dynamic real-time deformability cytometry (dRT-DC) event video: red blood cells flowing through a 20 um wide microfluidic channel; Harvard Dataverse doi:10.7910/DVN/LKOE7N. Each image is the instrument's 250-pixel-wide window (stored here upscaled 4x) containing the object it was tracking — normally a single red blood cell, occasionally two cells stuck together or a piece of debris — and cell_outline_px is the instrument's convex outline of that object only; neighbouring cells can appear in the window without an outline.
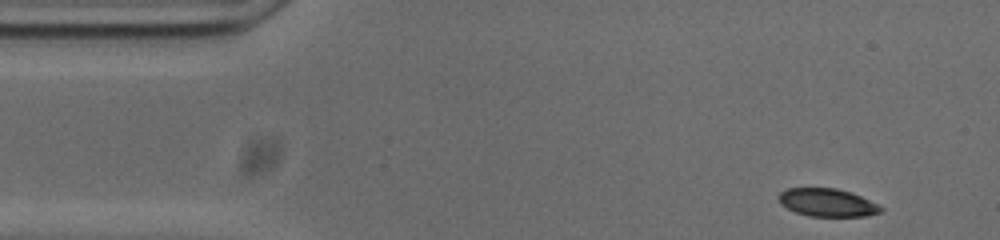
{"species": "common noctule bat (a hibernating species)", "species_latin": "Nyctalus noctula", "temperature_condition": "cold", "stored_images_in_passage": 50, "camera_frame_rate_fps": 3000, "um_per_image_px": 0.085, "animal": {"sex": "male", "body_mass_g": 20.0, "forearm_length_mm": 53.3}, "frame": {"image": 1, "passage_image": 1, "time_ms": 0.0, "image_size_px": [1000, 240], "cell_outline_px": [[884, 208], [880, 212], [864, 216], [808, 216], [796, 212], [780, 204], [776, 196], [780, 192], [788, 188], [836, 188], [852, 192], [880, 204]], "centroid_in_image_um": [70.32, 17.21], "position_along_channel_um": 14.7, "area_um2": 16.82}}
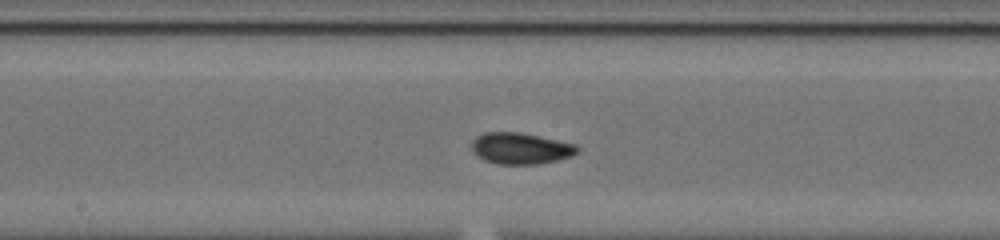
{"frame": {"image": 2, "passage_image": 23, "time_ms": 7.333, "image_size_px": [1000, 240], "cell_outline_px": [[580, 152], [572, 156], [540, 164], [496, 164], [484, 160], [472, 152], [472, 140], [476, 136], [484, 132], [520, 132], [540, 136], [576, 144], [580, 148]], "centroid_in_image_um": [44.26, 12.61], "position_along_channel_um": 203.9, "area_um2": 19.54}}
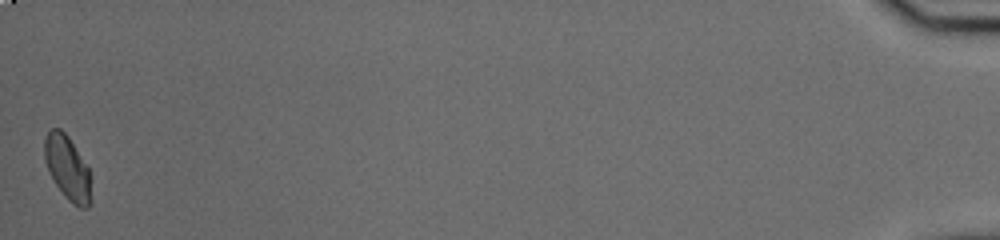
{"frame": {"image": 3, "passage_image": 50, "time_ms": 16.333, "image_size_px": [1000, 240], "cell_outline_px": [[92, 200], [88, 208], [80, 208], [72, 204], [64, 196], [56, 184], [44, 160], [44, 140], [48, 132], [52, 128], [60, 128], [68, 136], [88, 168]], "centroid_in_image_um": [5.74, 14.3], "position_along_channel_um": 429.5, "area_um2": 17.28}, "authors_computed_cell_mechanics": {"area_um2": 18.4671, "velocity_mm_per_s": 3.7195, "shape_relaxation_time_tau1_ms": 6.5916, "shape_relaxation_time_tau2_ms": 1.2115, "deformation_change_tau1": 0.1817, "deformation_change_tau2": 0.0576}}